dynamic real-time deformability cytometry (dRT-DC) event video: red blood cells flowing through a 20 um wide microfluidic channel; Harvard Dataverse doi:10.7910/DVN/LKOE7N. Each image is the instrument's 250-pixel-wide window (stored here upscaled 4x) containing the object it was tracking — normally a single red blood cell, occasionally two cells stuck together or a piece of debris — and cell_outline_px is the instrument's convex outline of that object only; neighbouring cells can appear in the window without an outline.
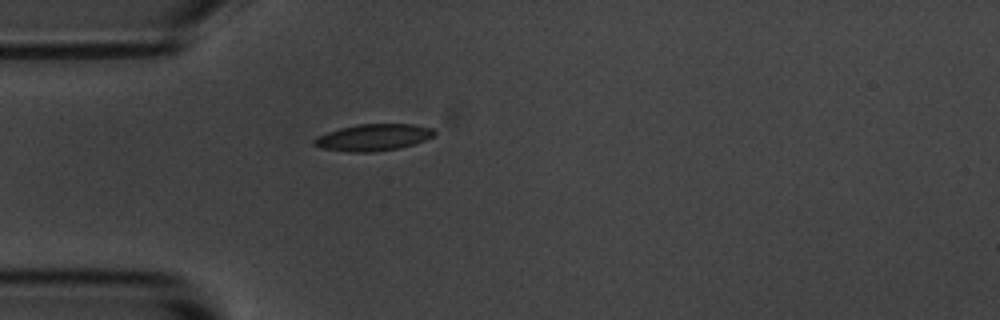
{"species": "common noctule bat (a hibernating species)", "species_latin": "Nyctalus noctula", "temperature_condition": "room temperature", "stored_images_in_passage": 4, "camera_frame_rate_fps": 3000, "um_per_image_px": 0.085, "animal": {"sex": "male", "body_mass_g": 20.1, "forearm_length_mm": 53.5}, "frame": {"image": 1, "passage_image": 4, "time_ms": 1.0, "image_size_px": [1000, 320], "cell_outline_px": [[436, 132], [432, 136], [424, 140], [400, 148], [372, 152], [348, 152], [320, 148], [312, 144], [312, 140], [316, 136], [340, 128], [356, 124], [412, 124], [432, 128]], "centroid_in_image_um": [31.67, 11.68], "position_along_channel_um": 53.3, "area_um2": 18.73}}